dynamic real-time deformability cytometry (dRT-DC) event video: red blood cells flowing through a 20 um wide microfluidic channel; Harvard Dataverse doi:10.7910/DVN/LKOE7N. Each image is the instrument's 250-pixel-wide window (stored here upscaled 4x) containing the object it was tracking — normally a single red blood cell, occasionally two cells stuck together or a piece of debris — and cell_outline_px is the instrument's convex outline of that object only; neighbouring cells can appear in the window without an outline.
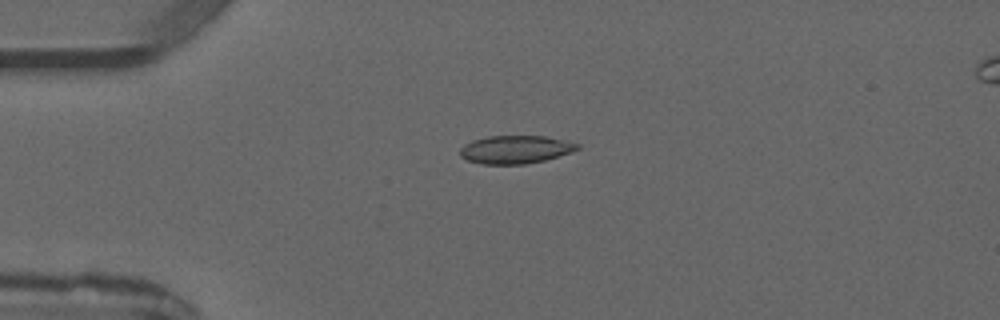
{"species": "common noctule bat (a hibernating species)", "species_latin": "Nyctalus noctula", "temperature_condition": "warm", "stored_images_in_passage": 4, "camera_frame_rate_fps": 3000, "um_per_image_px": 0.085, "animal": {"sex": "male", "forearm_length_mm": 52.5}, "frame": {"image": 1, "passage_image": 3, "time_ms": 2.333, "image_size_px": [1000, 320], "cell_outline_px": [[580, 148], [572, 152], [544, 160], [524, 164], [480, 164], [468, 160], [460, 156], [460, 148], [464, 144], [472, 140], [488, 136], [544, 136], [568, 140], [580, 144]], "centroid_in_image_um": [43.82, 12.7], "position_along_channel_um": 41.2, "area_um2": 19.31}}